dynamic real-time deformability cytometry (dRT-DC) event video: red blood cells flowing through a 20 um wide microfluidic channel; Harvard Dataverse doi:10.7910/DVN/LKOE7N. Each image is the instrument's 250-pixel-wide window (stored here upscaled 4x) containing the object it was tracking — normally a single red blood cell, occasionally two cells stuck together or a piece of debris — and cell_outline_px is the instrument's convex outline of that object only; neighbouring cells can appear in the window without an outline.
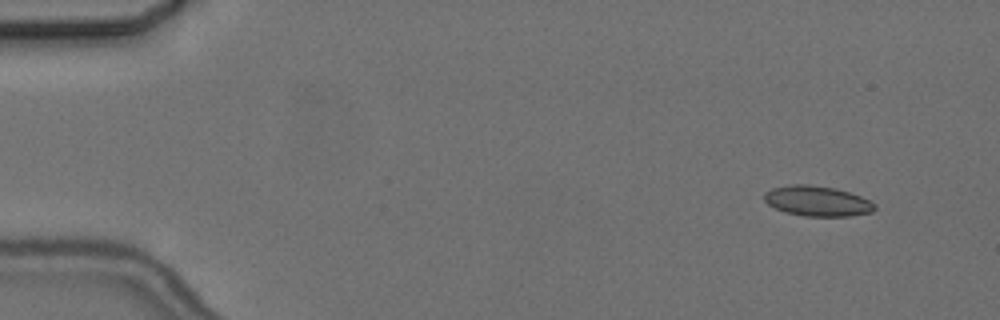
{"species": "common noctule bat (a hibernating species)", "species_latin": "Nyctalus noctula", "temperature_condition": "cold", "stored_images_in_passage": 4, "camera_frame_rate_fps": 3000, "um_per_image_px": 0.085, "animal": {"sex": "female", "body_mass_g": 24.6, "forearm_length_mm": 56.2}, "frame": {"image": 1, "passage_image": 1, "time_ms": 0.0, "image_size_px": [1000, 320], "cell_outline_px": [[876, 208], [872, 212], [852, 216], [804, 216], [788, 212], [776, 208], [768, 204], [764, 200], [764, 192], [772, 188], [788, 184], [808, 184], [836, 188], [860, 196], [876, 204]], "centroid_in_image_um": [69.47, 17.08], "position_along_channel_um": 15.5, "area_um2": 19.48}}
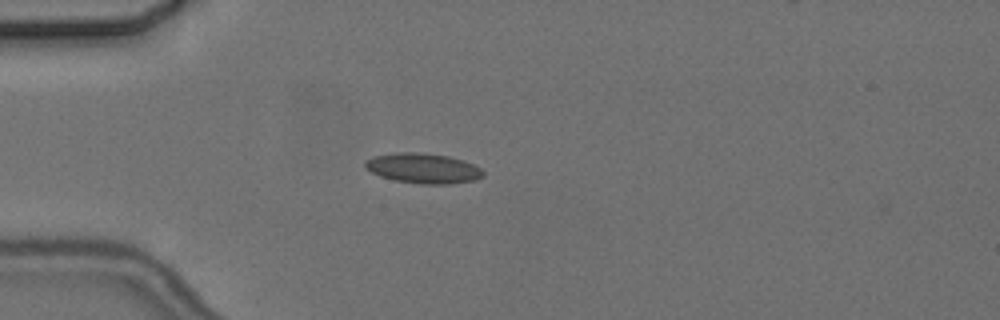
{"frame": {"image": 2, "passage_image": 4, "time_ms": 3.667, "image_size_px": [1000, 320], "cell_outline_px": [[484, 176], [476, 180], [448, 184], [420, 184], [396, 180], [380, 176], [364, 168], [364, 160], [372, 156], [396, 152], [416, 152], [448, 156], [464, 160], [480, 168], [484, 172]], "centroid_in_image_um": [35.95, 14.3], "position_along_channel_um": 49.1, "area_um2": 20.81}}